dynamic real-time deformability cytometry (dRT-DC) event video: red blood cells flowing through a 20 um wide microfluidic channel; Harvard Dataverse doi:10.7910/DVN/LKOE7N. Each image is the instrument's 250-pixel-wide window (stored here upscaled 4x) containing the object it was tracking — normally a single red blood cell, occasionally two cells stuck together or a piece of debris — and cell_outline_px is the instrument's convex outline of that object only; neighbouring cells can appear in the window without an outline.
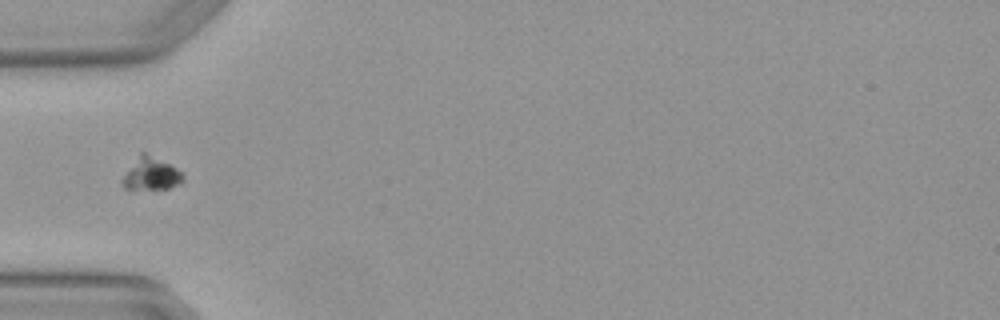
{"species": "Egyptian fruit bat (a non-hibernating species)", "species_latin": "Rousettus aegyptiacus", "temperature_condition": "warm", "stored_images_in_passage": 3, "camera_frame_rate_fps": 3000, "um_per_image_px": 0.085, "animal": {"sex": "female"}, "frame": {"image": 1, "passage_image": 3, "time_ms": 0.667, "image_size_px": [1000, 320], "cell_outline_px": [[184, 180], [180, 184], [168, 188], [124, 188], [120, 184], [120, 180], [140, 152], [144, 152], [184, 172]], "centroid_in_image_um": [12.84, 14.78], "position_along_channel_um": 72.2, "area_um2": 11.33}}